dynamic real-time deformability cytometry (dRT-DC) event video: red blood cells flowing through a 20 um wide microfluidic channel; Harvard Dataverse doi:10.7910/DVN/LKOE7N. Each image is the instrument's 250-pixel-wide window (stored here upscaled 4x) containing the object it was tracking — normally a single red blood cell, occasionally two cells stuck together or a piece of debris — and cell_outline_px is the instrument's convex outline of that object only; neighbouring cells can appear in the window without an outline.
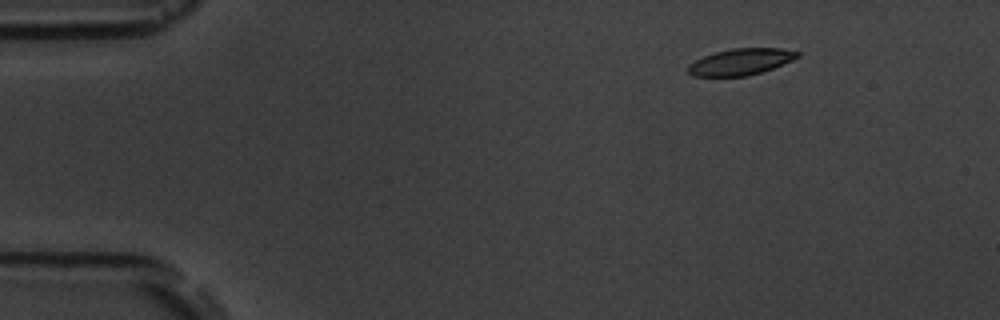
{"species": "common noctule bat (a hibernating species)", "species_latin": "Nyctalus noctula", "temperature_condition": "room temperature", "stored_images_in_passage": 5, "camera_frame_rate_fps": 3000, "um_per_image_px": 0.085, "animal": {"sex": "male", "body_mass_g": 19.5, "forearm_length_mm": 54.6}, "frame": {"image": 1, "passage_image": 1, "time_ms": 0.0, "image_size_px": [1000, 320], "cell_outline_px": [[800, 56], [792, 60], [772, 68], [748, 76], [692, 76], [688, 72], [688, 64], [704, 56], [716, 52], [732, 48], [780, 48], [800, 52]], "centroid_in_image_um": [62.96, 5.25], "position_along_channel_um": 22.0, "area_um2": 16.7}}
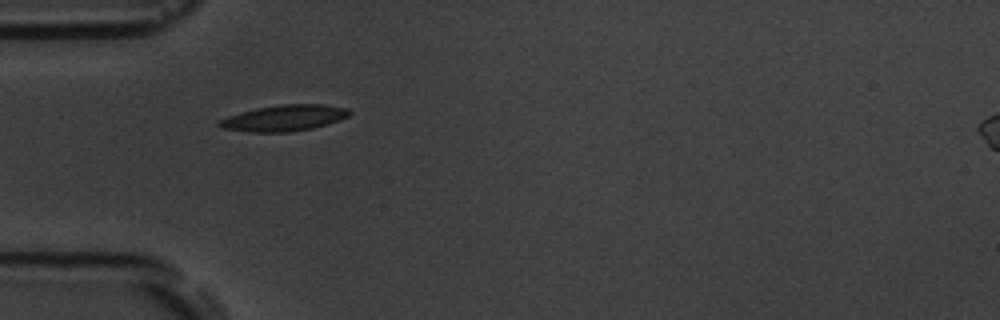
{"frame": {"image": 2, "passage_image": 4, "time_ms": 3.333, "image_size_px": [1000, 320], "cell_outline_px": [[352, 112], [348, 116], [312, 128], [288, 132], [252, 132], [220, 128], [216, 124], [220, 120], [228, 116], [240, 112], [256, 108], [280, 104], [320, 104], [348, 108]], "centroid_in_image_um": [24.1, 10.02], "position_along_channel_um": 60.9, "area_um2": 19.59}}
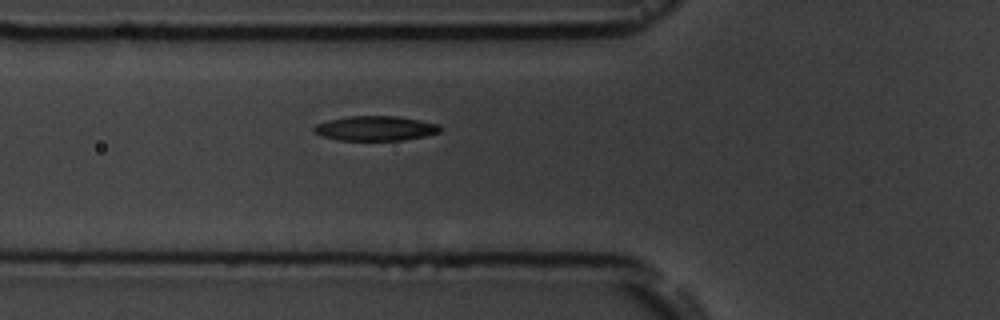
{"frame": {"image": 3, "passage_image": 5, "time_ms": 4.333, "image_size_px": [1000, 320], "cell_outline_px": [[444, 128], [440, 132], [424, 136], [404, 140], [340, 140], [320, 136], [312, 132], [312, 128], [316, 124], [328, 120], [348, 116], [396, 116], [440, 124]], "centroid_in_image_um": [31.9, 10.91], "position_along_channel_um": 93.9, "area_um2": 18.32}}